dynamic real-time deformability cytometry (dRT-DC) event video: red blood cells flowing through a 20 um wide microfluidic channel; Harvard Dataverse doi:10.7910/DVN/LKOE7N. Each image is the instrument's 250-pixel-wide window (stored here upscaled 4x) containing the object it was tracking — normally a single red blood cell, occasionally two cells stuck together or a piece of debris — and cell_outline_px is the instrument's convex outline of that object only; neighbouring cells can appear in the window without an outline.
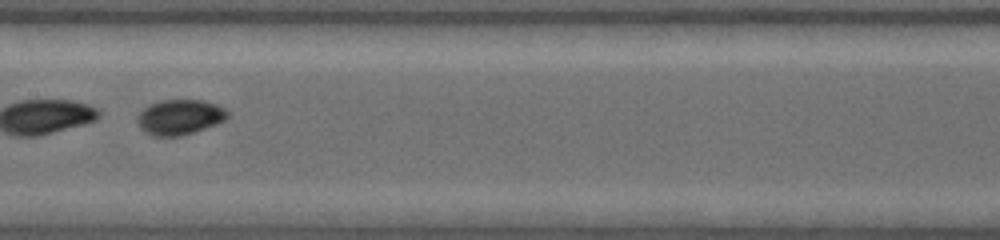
{"species": "common noctule bat (a hibernating species)", "species_latin": "Nyctalus noctula", "temperature_condition": "warm", "stored_images_in_passage": 8, "camera_frame_rate_fps": 4500, "um_per_image_px": 0.085, "animal": {"sex": "female", "body_mass_g": 19.0, "forearm_length_mm": 53.3}, "frame": {"image": 1, "passage_image": 5, "time_ms": 4.0, "image_size_px": [1000, 240], "cell_outline_px": [[228, 116], [224, 120], [216, 124], [180, 136], [152, 136], [140, 128], [140, 112], [148, 104], [160, 100], [204, 100], [216, 104], [224, 108], [228, 112]], "centroid_in_image_um": [15.3, 9.94], "position_along_channel_um": 192.1, "area_um2": 18.21}}